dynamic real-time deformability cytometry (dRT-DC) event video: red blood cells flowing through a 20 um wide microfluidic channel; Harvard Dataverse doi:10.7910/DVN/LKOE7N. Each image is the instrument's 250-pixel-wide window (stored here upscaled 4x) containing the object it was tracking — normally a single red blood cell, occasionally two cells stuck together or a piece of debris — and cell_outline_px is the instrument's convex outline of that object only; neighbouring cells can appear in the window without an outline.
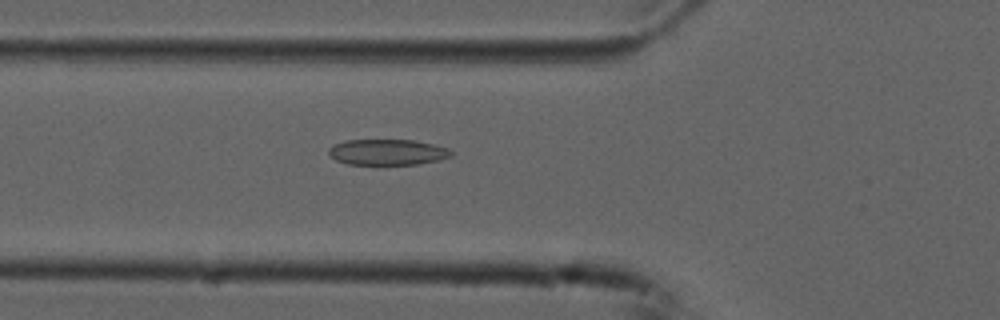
{"species": "common noctule bat (a hibernating species)", "species_latin": "Nyctalus noctula", "temperature_condition": "cold", "stored_images_in_passage": 46, "camera_frame_rate_fps": 3000, "um_per_image_px": 0.085, "animal": {"sex": "male", "forearm_length_mm": 52.5}, "frame": {"image": 1, "passage_image": 11, "time_ms": 3.333, "image_size_px": [1000, 320], "cell_outline_px": [[452, 156], [440, 160], [420, 164], [380, 168], [348, 164], [336, 160], [328, 152], [328, 148], [332, 144], [344, 140], [416, 140], [448, 148], [452, 152]], "centroid_in_image_um": [32.91, 12.98], "position_along_channel_um": 92.9, "area_um2": 19.54}}
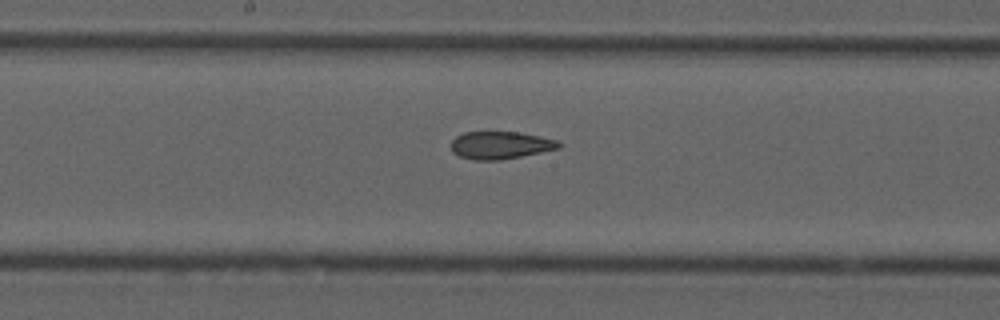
{"frame": {"image": 2, "passage_image": 20, "time_ms": 6.333, "image_size_px": [1000, 320], "cell_outline_px": [[560, 148], [500, 160], [476, 160], [460, 156], [452, 152], [452, 140], [456, 136], [464, 132], [520, 132], [540, 136], [556, 140], [560, 144]], "centroid_in_image_um": [42.51, 12.33], "position_along_channel_um": 205.7, "area_um2": 17.11}}
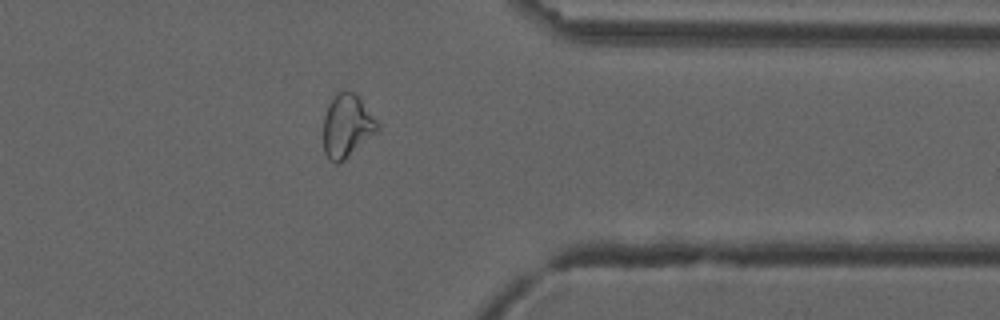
{"frame": {"image": 3, "passage_image": 35, "time_ms": 11.333, "image_size_px": [1000, 320], "cell_outline_px": [[380, 128], [376, 132], [340, 164], [336, 164], [328, 160], [324, 152], [324, 116], [328, 104], [336, 92], [356, 92], [380, 124]], "centroid_in_image_um": [29.49, 10.71], "position_along_channel_um": 381.9, "area_um2": 20.0}, "authors_computed_cell_mechanics": {"area_um2": 19.5653, "velocity_mm_per_s": 3.7384, "shape_relaxation_time_tau1_ms": null, "shape_relaxation_time_tau2_ms": 1.6346, "deformation_change_tau1": null, "deformation_change_tau2": 0.0767}}